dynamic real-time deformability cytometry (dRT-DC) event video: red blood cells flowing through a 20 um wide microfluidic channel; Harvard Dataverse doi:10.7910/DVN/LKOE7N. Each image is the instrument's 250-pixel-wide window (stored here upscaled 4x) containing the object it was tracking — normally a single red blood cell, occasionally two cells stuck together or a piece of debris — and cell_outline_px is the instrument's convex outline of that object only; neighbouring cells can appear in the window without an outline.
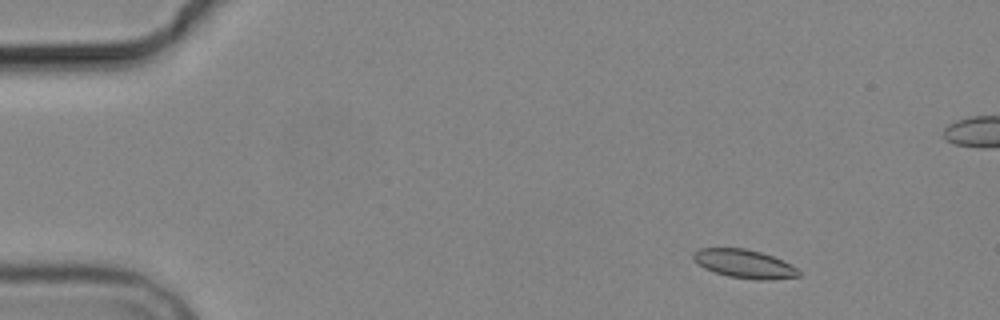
{"species": "common noctule bat (a hibernating species)", "species_latin": "Nyctalus noctula", "temperature_condition": "cold", "stored_images_in_passage": 5, "camera_frame_rate_fps": 3000, "um_per_image_px": 0.085, "animal": {"sex": "male", "body_mass_g": 19.2, "forearm_length_mm": 51.8}, "frame": {"image": 1, "passage_image": 2, "time_ms": 1.333, "image_size_px": [1000, 320], "cell_outline_px": [[800, 276], [768, 280], [764, 280], [728, 276], [704, 268], [692, 260], [692, 252], [700, 248], [744, 248], [760, 252], [772, 256], [796, 268], [800, 272]], "centroid_in_image_um": [63.21, 22.41], "position_along_channel_um": 21.8, "area_um2": 17.28}}